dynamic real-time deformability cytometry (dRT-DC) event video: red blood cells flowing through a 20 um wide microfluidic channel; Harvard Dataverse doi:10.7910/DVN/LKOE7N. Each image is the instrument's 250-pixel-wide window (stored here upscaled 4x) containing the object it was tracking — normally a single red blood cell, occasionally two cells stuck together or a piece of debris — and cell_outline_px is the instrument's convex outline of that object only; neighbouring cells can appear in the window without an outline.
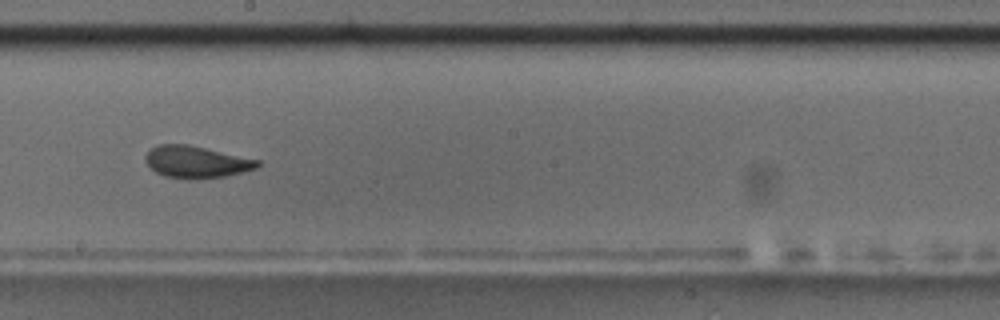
{"species": "common noctule bat (a hibernating species)", "species_latin": "Nyctalus noctula", "temperature_condition": "room temperature", "stored_images_in_passage": 15, "camera_frame_rate_fps": 3000, "um_per_image_px": 0.085, "animal": {"sex": "male", "body_mass_g": 17.5, "forearm_length_mm": 52.3}, "frame": {"image": 1, "passage_image": 9, "time_ms": 10.333, "image_size_px": [1000, 320], "cell_outline_px": [[260, 164], [256, 168], [224, 176], [196, 180], [188, 180], [164, 176], [156, 172], [144, 160], [144, 156], [156, 144], [188, 144], [260, 160]], "centroid_in_image_um": [16.65, 13.77], "position_along_channel_um": 231.5, "area_um2": 20.92}, "authors_computed_cell_mechanics": {"area_um2": 20.9814, "velocity_mm_per_s": 3.4535, "shape_relaxation_time_tau1_ms": 3.3292, "shape_relaxation_time_tau2_ms": 1.0154, "deformation_change_tau1": 0.0955, "deformation_change_tau2": 0.0449}}